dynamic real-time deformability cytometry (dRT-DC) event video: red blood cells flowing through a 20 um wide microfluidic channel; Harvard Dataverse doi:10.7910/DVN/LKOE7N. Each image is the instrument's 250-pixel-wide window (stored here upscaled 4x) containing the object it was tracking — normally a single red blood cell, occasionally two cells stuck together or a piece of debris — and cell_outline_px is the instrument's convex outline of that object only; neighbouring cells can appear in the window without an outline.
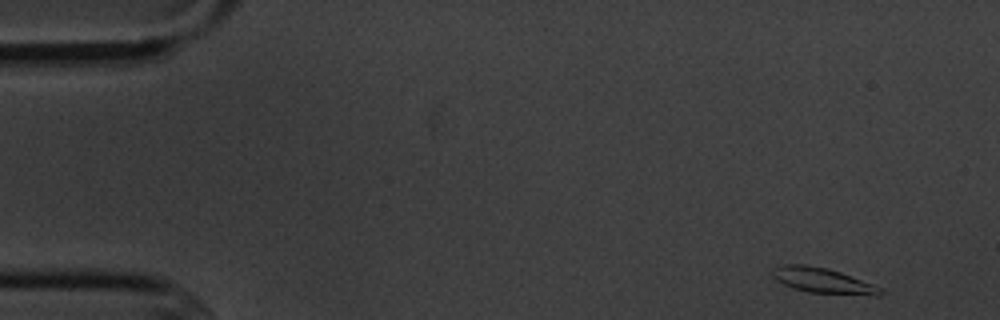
{"species": "common noctule bat (a hibernating species)", "species_latin": "Nyctalus noctula", "temperature_condition": "cold", "stored_images_in_passage": 5, "camera_frame_rate_fps": 3000, "um_per_image_px": 0.085, "animal": {"sex": "male", "body_mass_g": 20.1, "forearm_length_mm": 53.5}, "frame": {"image": 1, "passage_image": 1, "time_ms": 0.0, "image_size_px": [1000, 320], "cell_outline_px": [[884, 292], [880, 296], [872, 296], [808, 292], [792, 288], [776, 280], [772, 276], [772, 268], [784, 264], [804, 264], [828, 268], [840, 272], [884, 288]], "centroid_in_image_um": [69.97, 23.86], "position_along_channel_um": 15.0, "area_um2": 16.18}}